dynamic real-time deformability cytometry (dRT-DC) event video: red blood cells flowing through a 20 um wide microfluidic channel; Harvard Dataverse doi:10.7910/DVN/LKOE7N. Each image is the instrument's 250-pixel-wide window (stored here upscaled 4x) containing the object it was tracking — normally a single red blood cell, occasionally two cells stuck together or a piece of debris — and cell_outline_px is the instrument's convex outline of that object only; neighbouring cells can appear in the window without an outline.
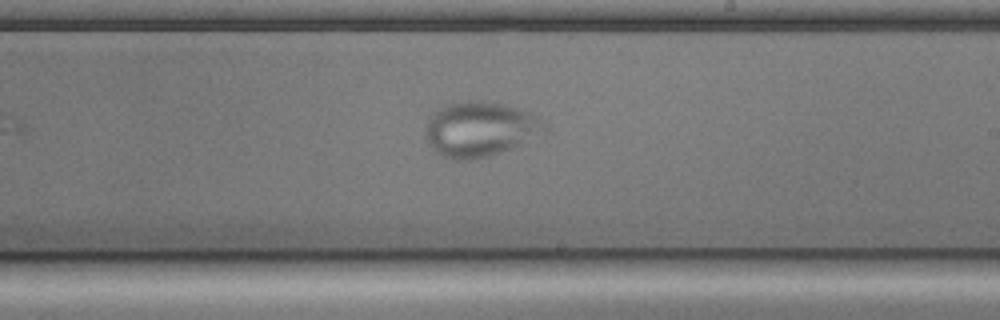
{"species": "common noctule bat (a hibernating species)", "species_latin": "Nyctalus noctula", "temperature_condition": "cold", "stored_images_in_passage": 31, "camera_frame_rate_fps": 3000, "um_per_image_px": 0.085, "animal": {"sex": "male", "body_mass_g": 17.9, "forearm_length_mm": 54.2}, "frame": {"image": 1, "passage_image": 16, "time_ms": 5.0, "image_size_px": [1000, 320], "cell_outline_px": [[548, 128], [520, 144], [500, 152], [488, 156], [472, 160], [456, 160], [440, 156], [428, 144], [424, 132], [428, 116], [440, 108], [448, 104], [480, 100], [504, 104], [528, 112], [544, 124]], "centroid_in_image_um": [40.7, 10.99], "position_along_channel_um": 248.3, "area_um2": 37.57}}
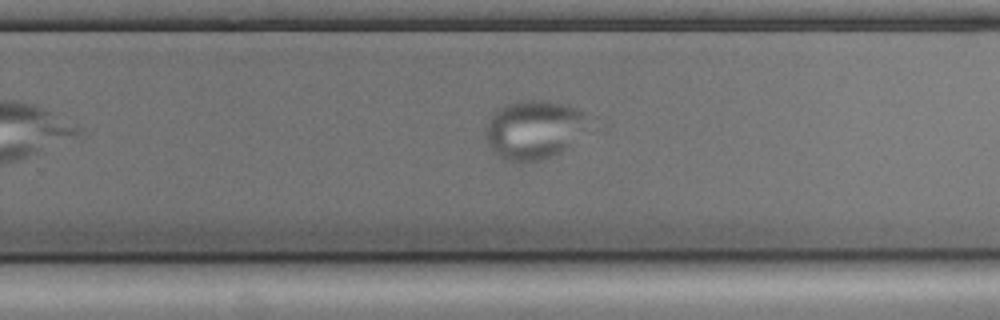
{"frame": {"image": 2, "passage_image": 19, "time_ms": 6.0, "image_size_px": [1000, 320], "cell_outline_px": [[588, 124], [560, 152], [552, 156], [540, 160], [504, 160], [488, 144], [484, 136], [484, 128], [496, 108], [504, 104], [524, 100], [540, 100], [568, 104], [580, 108], [588, 116]], "centroid_in_image_um": [45.33, 10.96], "position_along_channel_um": 284.5, "area_um2": 34.8}}